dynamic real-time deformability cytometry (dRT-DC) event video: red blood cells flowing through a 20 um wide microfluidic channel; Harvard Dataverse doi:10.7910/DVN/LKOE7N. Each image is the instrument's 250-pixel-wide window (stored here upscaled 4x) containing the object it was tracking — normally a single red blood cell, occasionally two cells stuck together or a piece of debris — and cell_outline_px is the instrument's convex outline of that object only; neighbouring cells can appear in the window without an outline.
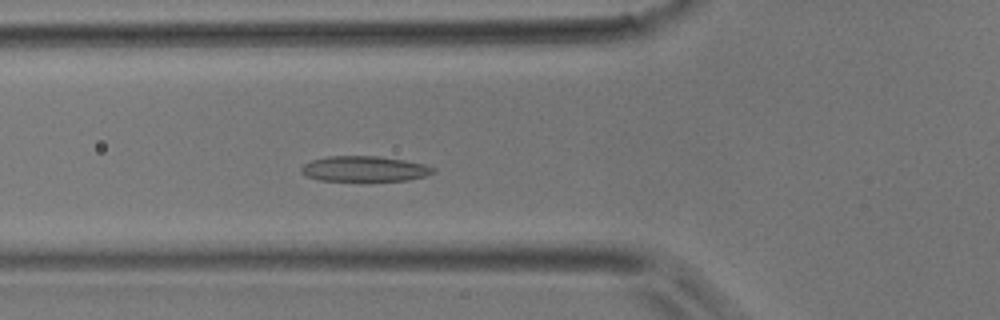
{"species": "common noctule bat (a hibernating species)", "species_latin": "Nyctalus noctula", "temperature_condition": "room temperature", "stored_images_in_passage": 43, "camera_frame_rate_fps": 3000, "um_per_image_px": 0.085, "animal": {"sex": "male", "body_mass_g": 17.9}, "frame": {"image": 1, "passage_image": 14, "time_ms": 4.333, "image_size_px": [1000, 320], "cell_outline_px": [[436, 172], [424, 176], [408, 180], [320, 180], [308, 176], [300, 172], [300, 168], [304, 164], [312, 160], [328, 156], [380, 156], [404, 160], [424, 164], [436, 168]], "centroid_in_image_um": [30.99, 14.34], "position_along_channel_um": 94.8, "area_um2": 19.36}}
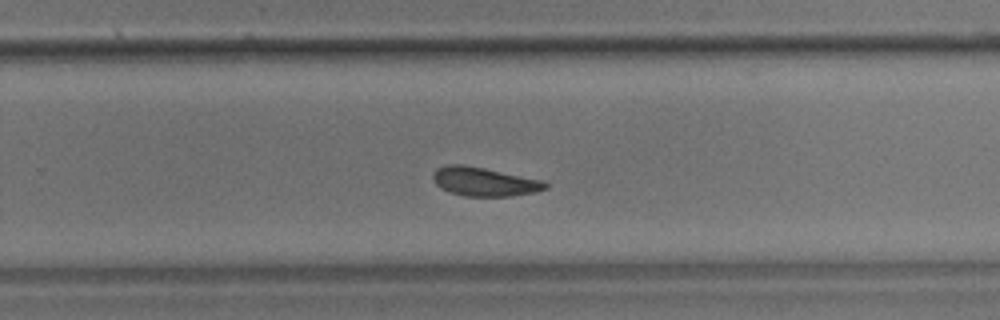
{"frame": {"image": 2, "passage_image": 27, "time_ms": 8.667, "image_size_px": [1000, 320], "cell_outline_px": [[548, 188], [536, 192], [512, 196], [464, 196], [440, 188], [432, 180], [432, 172], [436, 168], [448, 164], [464, 164], [484, 168], [540, 180], [548, 184]], "centroid_in_image_um": [41.11, 15.44], "position_along_channel_um": 288.7, "area_um2": 18.84}}
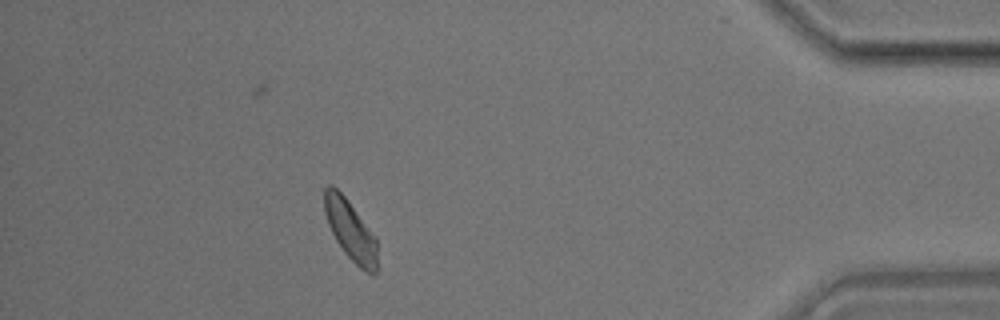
{"frame": {"image": 3, "passage_image": 38, "time_ms": 12.333, "image_size_px": [1000, 320], "cell_outline_px": [[376, 276], [372, 276], [360, 268], [344, 252], [336, 240], [328, 224], [324, 212], [324, 188], [328, 184], [332, 184], [344, 196], [376, 236]], "centroid_in_image_um": [29.78, 19.57], "position_along_channel_um": 405.4, "area_um2": 18.44}}